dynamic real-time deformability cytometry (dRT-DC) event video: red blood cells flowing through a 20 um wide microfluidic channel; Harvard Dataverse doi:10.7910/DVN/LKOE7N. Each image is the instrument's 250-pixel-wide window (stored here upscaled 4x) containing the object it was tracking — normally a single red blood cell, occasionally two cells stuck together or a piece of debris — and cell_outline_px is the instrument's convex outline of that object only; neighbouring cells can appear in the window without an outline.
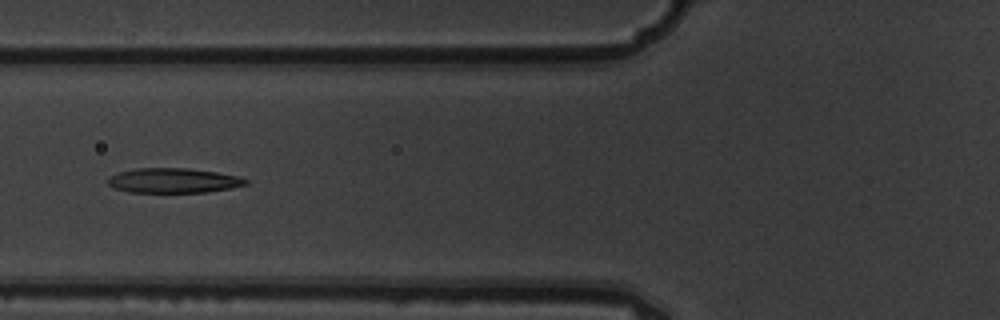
{"species": "common noctule bat (a hibernating species)", "species_latin": "Nyctalus noctula", "temperature_condition": "warm", "stored_images_in_passage": 10, "camera_frame_rate_fps": 3000, "um_per_image_px": 0.085, "animal": {"sex": "male", "body_mass_g": 19.5, "forearm_length_mm": 54.6}, "frame": {"image": 1, "passage_image": 7, "time_ms": 2.0, "image_size_px": [1000, 320], "cell_outline_px": [[248, 184], [232, 188], [204, 192], [128, 192], [116, 188], [108, 184], [108, 180], [112, 176], [120, 172], [136, 168], [188, 168], [216, 172], [240, 176], [248, 180]], "centroid_in_image_um": [14.79, 15.34], "position_along_channel_um": 111.0, "area_um2": 19.77}}
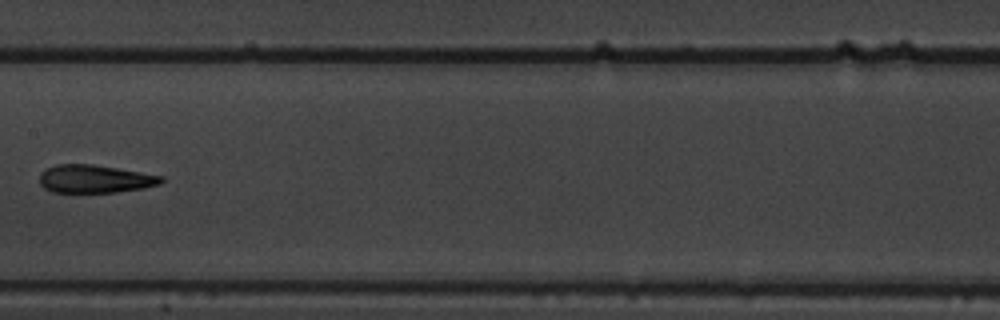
{"frame": {"image": 2, "passage_image": 9, "time_ms": 2.667, "image_size_px": [1000, 320], "cell_outline_px": [[164, 180], [160, 184], [144, 188], [116, 192], [52, 192], [44, 188], [40, 184], [40, 172], [44, 168], [56, 164], [92, 164], [164, 176]], "centroid_in_image_um": [8.04, 15.2], "position_along_channel_um": 199.4, "area_um2": 19.94}}
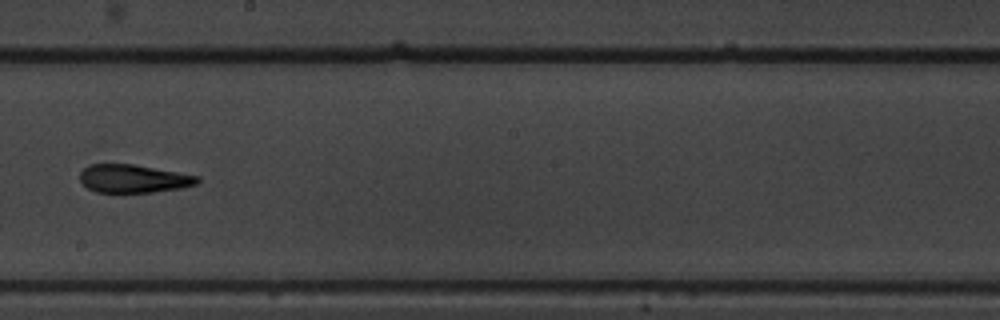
{"frame": {"image": 3, "passage_image": 10, "time_ms": 3.0, "image_size_px": [1000, 320], "cell_outline_px": [[200, 180], [196, 184], [180, 188], [152, 192], [96, 192], [88, 188], [80, 180], [80, 172], [88, 164], [136, 164], [200, 176]], "centroid_in_image_um": [11.35, 15.17], "position_along_channel_um": 236.9, "area_um2": 19.31}}